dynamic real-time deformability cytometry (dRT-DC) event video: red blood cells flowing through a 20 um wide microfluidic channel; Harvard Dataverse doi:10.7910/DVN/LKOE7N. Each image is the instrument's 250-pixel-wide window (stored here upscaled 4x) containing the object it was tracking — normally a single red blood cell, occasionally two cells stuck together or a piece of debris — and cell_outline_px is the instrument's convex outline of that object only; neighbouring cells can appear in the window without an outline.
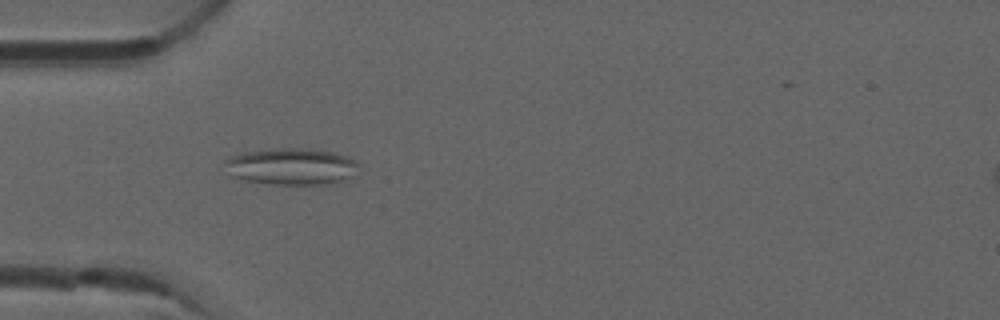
{"species": "common noctule bat (a hibernating species)", "species_latin": "Nyctalus noctula", "temperature_condition": "room temperature", "stored_images_in_passage": 7, "camera_frame_rate_fps": 3000, "um_per_image_px": 0.085, "animal": {"sex": "male", "forearm_length_mm": 52.5}, "frame": {"image": 1, "passage_image": 3, "time_ms": 0.667, "image_size_px": [1000, 320], "cell_outline_px": [[360, 164], [348, 176], [336, 184], [272, 184], [248, 180], [232, 176], [224, 164], [224, 160], [228, 156], [248, 152], [284, 148], [308, 148], [332, 152], [344, 156]], "centroid_in_image_um": [24.73, 14.15], "position_along_channel_um": 60.3, "area_um2": 28.03}}
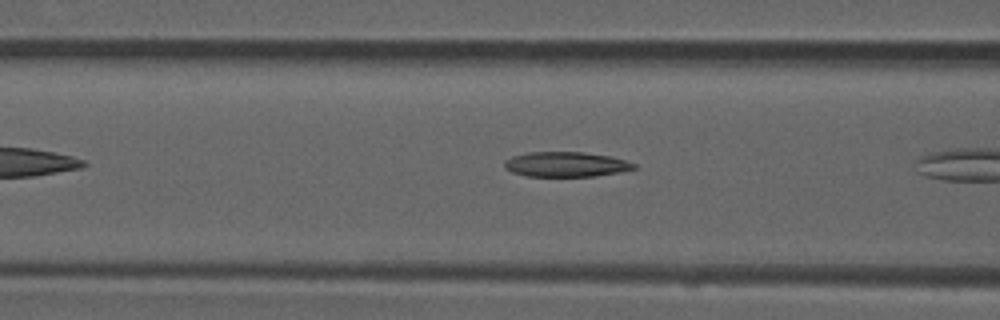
{"frame": {"image": 2, "passage_image": 5, "time_ms": 1.333, "image_size_px": [1000, 320], "cell_outline_px": [[636, 168], [596, 176], [524, 176], [512, 172], [504, 168], [504, 160], [512, 156], [528, 152], [584, 152], [608, 156], [624, 160], [636, 164]], "centroid_in_image_um": [48.04, 13.97], "position_along_channel_um": 118.6, "area_um2": 18.73}}